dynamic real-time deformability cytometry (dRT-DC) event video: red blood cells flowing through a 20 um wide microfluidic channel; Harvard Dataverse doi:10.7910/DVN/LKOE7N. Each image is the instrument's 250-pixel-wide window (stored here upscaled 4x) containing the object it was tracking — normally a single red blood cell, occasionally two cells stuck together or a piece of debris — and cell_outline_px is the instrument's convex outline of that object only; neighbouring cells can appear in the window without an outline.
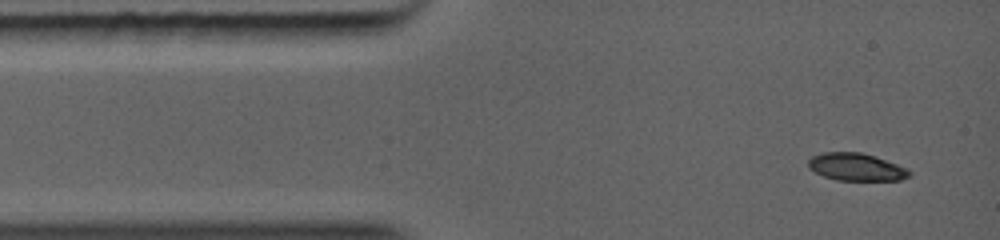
{"species": "common noctule bat (a hibernating species)", "species_latin": "Nyctalus noctula", "temperature_condition": "warm", "stored_images_in_passage": 4, "camera_frame_rate_fps": 5000, "um_per_image_px": 0.085, "animal": {"sex": "female", "body_mass_g": 19.0, "forearm_length_mm": 56.7}, "frame": {"image": 1, "passage_image": 1, "time_ms": 0.0, "image_size_px": [1000, 240], "cell_outline_px": [[912, 176], [900, 180], [836, 180], [824, 176], [808, 168], [808, 160], [812, 156], [824, 152], [860, 152], [908, 168], [912, 172]], "centroid_in_image_um": [72.79, 14.2], "position_along_channel_um": 12.2, "area_um2": 16.13}}
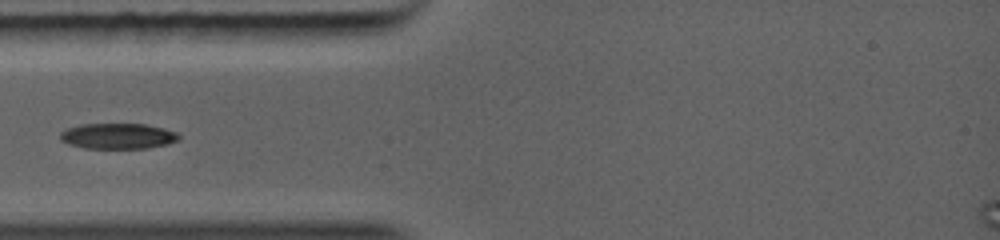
{"frame": {"image": 2, "passage_image": 4, "time_ms": 2.4, "image_size_px": [1000, 240], "cell_outline_px": [[180, 136], [176, 140], [168, 144], [144, 148], [84, 148], [68, 144], [60, 140], [60, 132], [68, 128], [80, 124], [144, 124], [164, 128], [176, 132]], "centroid_in_image_um": [9.99, 11.56], "position_along_channel_um": 75.0, "area_um2": 17.63}}